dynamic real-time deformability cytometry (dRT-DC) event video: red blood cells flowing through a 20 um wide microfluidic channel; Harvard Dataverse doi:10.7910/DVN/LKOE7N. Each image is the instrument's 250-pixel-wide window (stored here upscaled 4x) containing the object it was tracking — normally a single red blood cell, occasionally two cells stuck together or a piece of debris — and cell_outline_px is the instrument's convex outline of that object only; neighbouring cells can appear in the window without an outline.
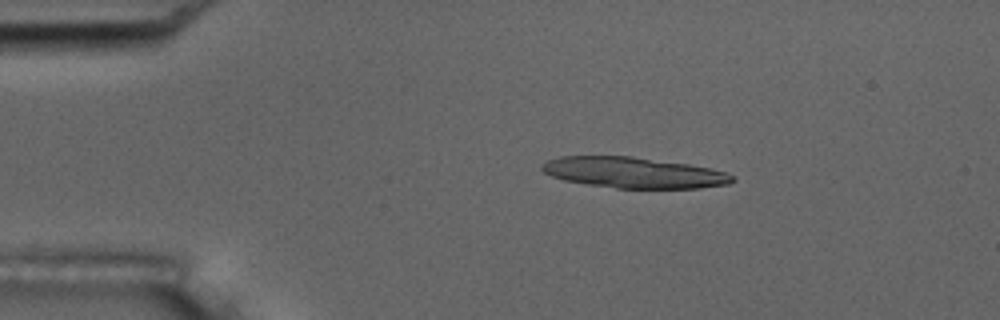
{"species": "common noctule bat (a hibernating species)", "species_latin": "Nyctalus noctula", "temperature_condition": "room temperature", "stored_images_in_passage": 8, "camera_frame_rate_fps": 3000, "um_per_image_px": 0.085, "animal": {"sex": "male", "body_mass_g": 17.5, "forearm_length_mm": 52.3}, "frame": {"image": 1, "passage_image": 3, "time_ms": 0.667, "image_size_px": [1000, 320], "cell_outline_px": [[736, 180], [728, 184], [700, 188], [616, 188], [588, 184], [564, 180], [552, 176], [544, 172], [540, 168], [548, 160], [560, 156], [632, 156], [688, 164], [712, 168], [736, 176]], "centroid_in_image_um": [53.9, 14.67], "position_along_channel_um": 31.1, "area_um2": 34.16}}
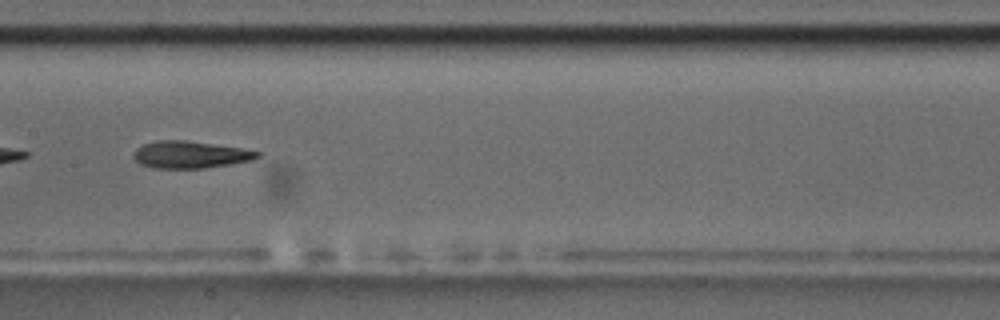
{"frame": {"image": 2, "passage_image": 8, "time_ms": 2.333, "image_size_px": [1000, 320], "cell_outline_px": [[260, 156], [252, 160], [204, 168], [152, 168], [140, 164], [132, 156], [132, 152], [136, 148], [144, 144], [156, 140], [184, 140], [240, 148], [260, 152]], "centroid_in_image_um": [16.1, 13.14], "position_along_channel_um": 191.3, "area_um2": 19.42}}